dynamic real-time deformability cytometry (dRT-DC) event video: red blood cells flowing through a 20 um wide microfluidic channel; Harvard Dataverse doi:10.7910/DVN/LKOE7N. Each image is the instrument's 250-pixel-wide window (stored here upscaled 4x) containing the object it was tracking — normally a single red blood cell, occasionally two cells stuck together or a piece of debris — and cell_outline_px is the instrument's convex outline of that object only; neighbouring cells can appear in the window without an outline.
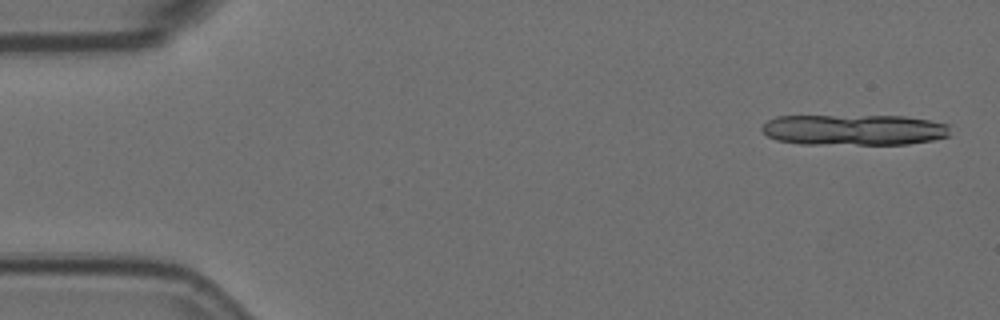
{"species": "Egyptian fruit bat (a non-hibernating species)", "species_latin": "Rousettus aegyptiacus", "temperature_condition": "room temperature", "stored_images_in_passage": 12, "camera_frame_rate_fps": 3000, "um_per_image_px": 0.085, "animal": {"sex": "female"}, "frame": {"image": 1, "passage_image": 2, "time_ms": 0.333, "image_size_px": [1000, 320], "cell_outline_px": [[948, 136], [932, 140], [908, 144], [800, 144], [776, 140], [768, 136], [760, 128], [768, 120], [776, 116], [904, 116], [928, 120], [948, 124]], "centroid_in_image_um": [72.55, 11.04], "position_along_channel_um": 12.4, "area_um2": 33.81}}